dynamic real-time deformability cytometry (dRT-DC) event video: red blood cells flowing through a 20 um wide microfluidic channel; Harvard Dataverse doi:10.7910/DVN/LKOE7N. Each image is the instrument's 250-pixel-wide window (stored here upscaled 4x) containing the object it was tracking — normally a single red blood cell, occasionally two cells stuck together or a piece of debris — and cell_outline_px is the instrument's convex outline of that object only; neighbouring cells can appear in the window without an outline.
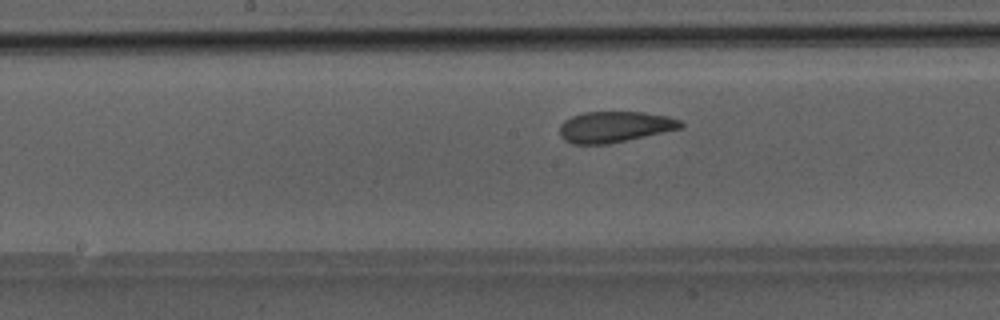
{"species": "Egyptian fruit bat (a non-hibernating species)", "species_latin": "Rousettus aegyptiacus", "temperature_condition": "room temperature", "stored_images_in_passage": 40, "camera_frame_rate_fps": 3000, "um_per_image_px": 0.085, "animal": {"sex": "male"}, "frame": {"image": 1, "passage_image": 17, "time_ms": 5.333, "image_size_px": [1000, 320], "cell_outline_px": [[684, 124], [680, 128], [608, 144], [572, 144], [564, 140], [560, 136], [560, 124], [564, 120], [572, 116], [584, 112], [644, 112], [668, 116], [680, 120]], "centroid_in_image_um": [52.21, 10.78], "position_along_channel_um": 196.0, "area_um2": 21.73}}
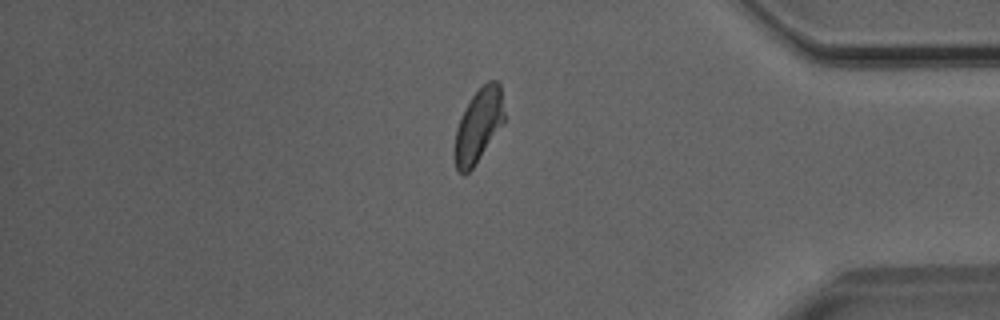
{"frame": {"image": 2, "passage_image": 33, "time_ms": 10.667, "image_size_px": [1000, 320], "cell_outline_px": [[504, 124], [476, 164], [464, 176], [456, 168], [456, 128], [464, 108], [472, 96], [488, 80], [496, 80], [500, 84], [504, 112]], "centroid_in_image_um": [40.7, 10.65], "position_along_channel_um": 394.5, "area_um2": 21.1}}
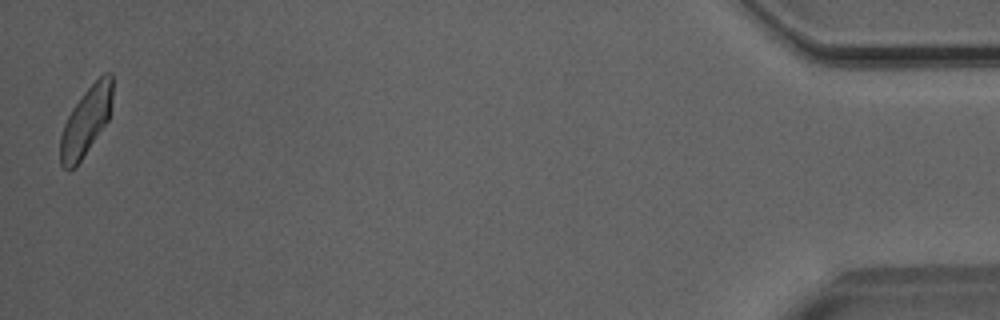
{"frame": {"image": 3, "passage_image": 40, "time_ms": 13.0, "image_size_px": [1000, 320], "cell_outline_px": [[112, 100], [108, 120], [80, 160], [68, 172], [60, 164], [60, 136], [64, 124], [72, 108], [84, 92], [104, 72], [112, 72]], "centroid_in_image_um": [7.3, 10.29], "position_along_channel_um": 427.9, "area_um2": 20.46}}